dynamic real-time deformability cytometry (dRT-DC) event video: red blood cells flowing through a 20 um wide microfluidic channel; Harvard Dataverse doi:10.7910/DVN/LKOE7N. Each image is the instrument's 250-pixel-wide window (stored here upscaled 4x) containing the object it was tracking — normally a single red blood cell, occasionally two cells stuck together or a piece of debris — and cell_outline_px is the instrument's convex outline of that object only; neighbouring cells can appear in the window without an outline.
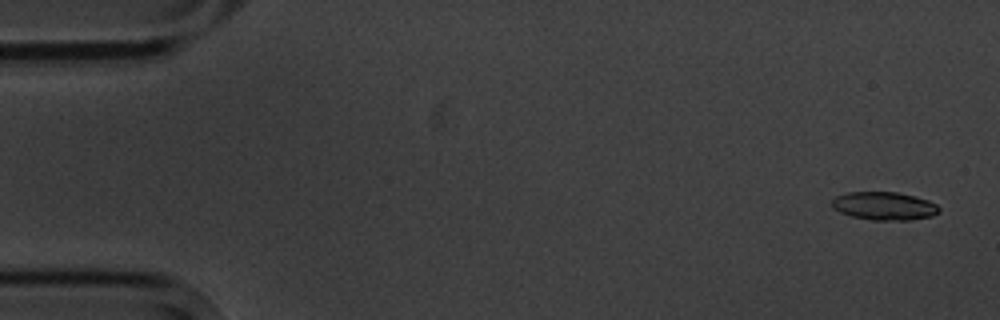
{"species": "common noctule bat (a hibernating species)", "species_latin": "Nyctalus noctula", "temperature_condition": "cold", "stored_images_in_passage": 5, "camera_frame_rate_fps": 3000, "um_per_image_px": 0.085, "animal": {"sex": "male", "body_mass_g": 20.1, "forearm_length_mm": 53.5}, "frame": {"image": 1, "passage_image": 1, "time_ms": 0.0, "image_size_px": [1000, 320], "cell_outline_px": [[940, 212], [932, 216], [908, 220], [872, 220], [852, 216], [840, 212], [832, 208], [832, 200], [836, 196], [848, 192], [896, 192], [916, 196], [928, 200], [936, 204], [940, 208]], "centroid_in_image_um": [75.17, 17.5], "position_along_channel_um": 9.8, "area_um2": 17.63}}
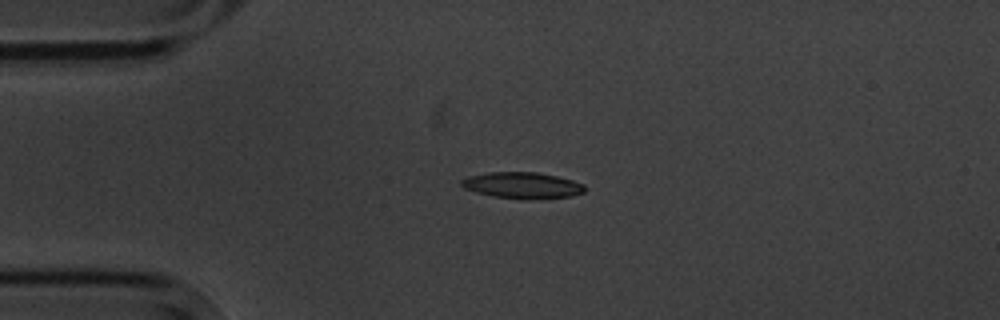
{"frame": {"image": 2, "passage_image": 4, "time_ms": 3.667, "image_size_px": [1000, 320], "cell_outline_px": [[584, 192], [572, 196], [528, 200], [520, 200], [492, 196], [476, 192], [464, 188], [460, 184], [460, 180], [468, 176], [492, 172], [536, 172], [556, 176], [572, 180], [584, 184]], "centroid_in_image_um": [44.38, 15.77], "position_along_channel_um": 40.6, "area_um2": 19.02}}